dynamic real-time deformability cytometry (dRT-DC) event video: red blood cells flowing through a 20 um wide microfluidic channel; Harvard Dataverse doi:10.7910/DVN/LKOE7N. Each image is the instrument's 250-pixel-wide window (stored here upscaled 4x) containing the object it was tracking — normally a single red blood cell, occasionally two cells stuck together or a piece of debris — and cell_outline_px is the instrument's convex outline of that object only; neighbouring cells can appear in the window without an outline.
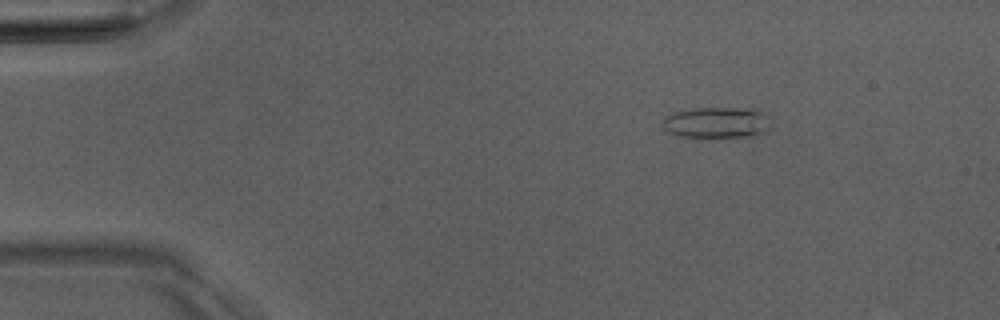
{"species": "Egyptian fruit bat (a non-hibernating species)", "species_latin": "Rousettus aegyptiacus", "temperature_condition": "room temperature", "stored_images_in_passage": 3, "camera_frame_rate_fps": 3000, "um_per_image_px": 0.085, "animal": {"sex": "male"}, "frame": {"image": 1, "passage_image": 1, "time_ms": 0.0, "image_size_px": [1000, 320], "cell_outline_px": [[768, 128], [764, 132], [756, 136], [708, 140], [676, 136], [668, 132], [660, 124], [664, 116], [672, 112], [696, 108], [756, 108], [764, 116]], "centroid_in_image_um": [60.8, 10.47], "position_along_channel_um": 24.2, "area_um2": 20.46}}